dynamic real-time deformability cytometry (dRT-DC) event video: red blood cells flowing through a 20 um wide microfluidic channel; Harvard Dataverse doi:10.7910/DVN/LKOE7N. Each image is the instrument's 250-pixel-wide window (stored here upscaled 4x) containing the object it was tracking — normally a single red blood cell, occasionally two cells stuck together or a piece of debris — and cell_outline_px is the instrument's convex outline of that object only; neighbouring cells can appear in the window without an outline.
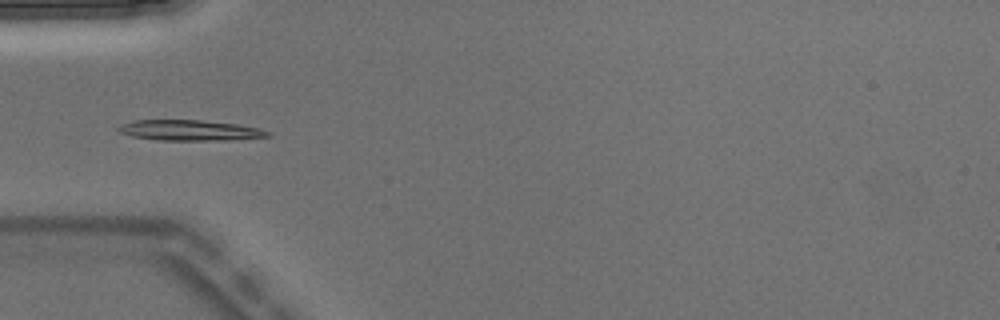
{"species": "Egyptian fruit bat (a non-hibernating species)", "species_latin": "Rousettus aegyptiacus", "temperature_condition": "warm", "stored_images_in_passage": 6, "segment_of_instrument_passage": [2, 2], "camera_frame_rate_fps": 3000, "um_per_image_px": 0.085, "animal": {"sex": "male"}, "frame": {"image": 1, "passage_image": 5, "time_ms": 1.333, "image_size_px": [1000, 320], "cell_outline_px": [[272, 136], [228, 140], [156, 140], [132, 136], [120, 132], [116, 128], [120, 124], [132, 120], [200, 120], [236, 124], [260, 128], [268, 132]], "centroid_in_image_um": [16.09, 11.07], "position_along_channel_um": 68.9, "area_um2": 17.86}}